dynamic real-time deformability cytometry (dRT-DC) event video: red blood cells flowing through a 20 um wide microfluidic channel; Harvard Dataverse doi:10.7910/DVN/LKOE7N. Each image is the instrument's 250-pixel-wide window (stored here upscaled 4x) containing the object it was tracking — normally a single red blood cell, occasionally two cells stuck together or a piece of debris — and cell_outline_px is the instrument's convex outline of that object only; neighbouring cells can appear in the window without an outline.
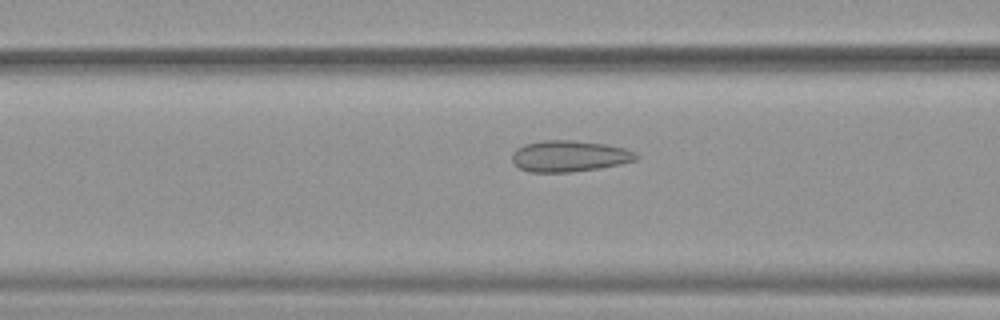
{"species": "common noctule bat (a hibernating species)", "species_latin": "Nyctalus noctula", "temperature_condition": "warm", "stored_images_in_passage": 35, "camera_frame_rate_fps": 3000, "um_per_image_px": 0.085, "animal": {"sex": "female", "body_mass_g": 19.9}, "frame": {"image": 1, "passage_image": 13, "time_ms": 4.0, "image_size_px": [1000, 320], "cell_outline_px": [[640, 156], [636, 160], [620, 164], [600, 168], [572, 172], [528, 172], [520, 168], [512, 160], [512, 152], [516, 148], [524, 144], [544, 140], [572, 140], [604, 144], [624, 148], [636, 152]], "centroid_in_image_um": [48.39, 13.27], "position_along_channel_um": 118.2, "area_um2": 22.66}}
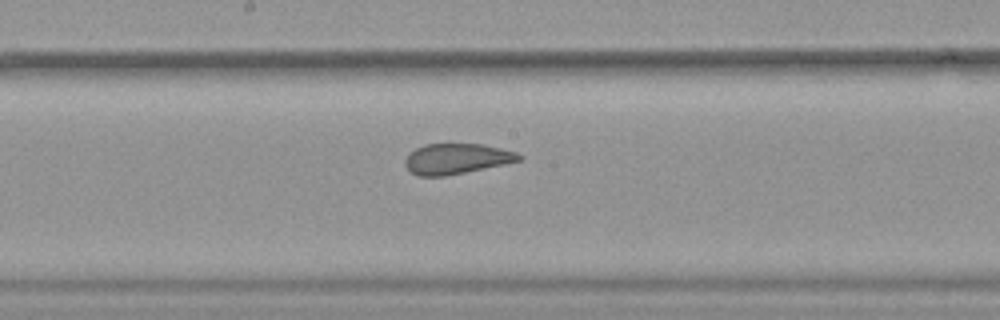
{"frame": {"image": 2, "passage_image": 20, "time_ms": 6.333, "image_size_px": [1000, 320], "cell_outline_px": [[524, 156], [520, 160], [504, 164], [444, 176], [416, 176], [404, 164], [404, 160], [408, 152], [424, 144], [484, 144], [516, 152]], "centroid_in_image_um": [38.77, 13.48], "position_along_channel_um": 209.4, "area_um2": 20.17}}
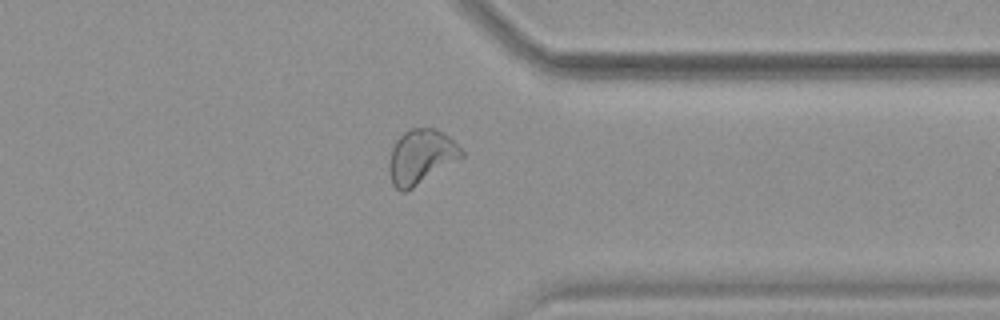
{"frame": {"image": 3, "passage_image": 33, "time_ms": 10.667, "image_size_px": [1000, 320], "cell_outline_px": [[464, 156], [412, 188], [404, 192], [400, 192], [392, 184], [388, 172], [388, 164], [392, 148], [396, 140], [408, 128], [436, 128], [444, 132], [464, 152]], "centroid_in_image_um": [35.75, 13.31], "position_along_channel_um": 375.6, "area_um2": 22.95}}